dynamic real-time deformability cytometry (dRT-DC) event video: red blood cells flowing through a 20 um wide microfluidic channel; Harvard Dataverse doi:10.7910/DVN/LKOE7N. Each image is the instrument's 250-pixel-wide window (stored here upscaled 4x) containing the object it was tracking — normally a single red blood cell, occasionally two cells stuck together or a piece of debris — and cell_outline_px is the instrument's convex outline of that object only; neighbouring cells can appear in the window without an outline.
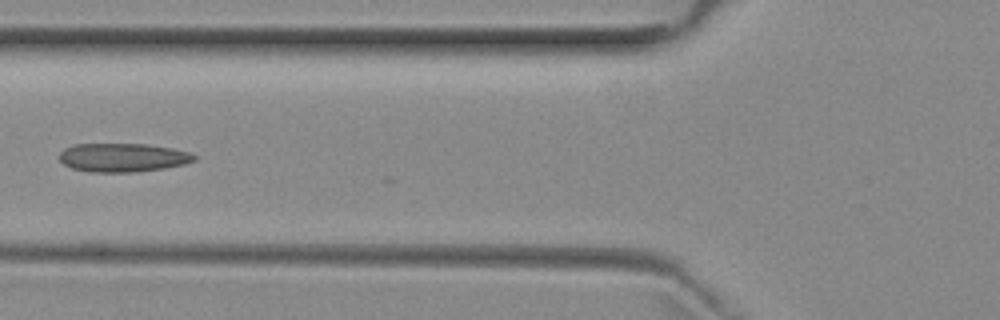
{"species": "common noctule bat (a hibernating species)", "species_latin": "Nyctalus noctula", "temperature_condition": "room temperature", "stored_images_in_passage": 6, "camera_frame_rate_fps": 3000, "um_per_image_px": 0.085, "animal": {"sex": "female", "body_mass_g": 29.2, "forearm_length_mm": 56.3}, "frame": {"image": 1, "passage_image": 5, "time_ms": 5.667, "image_size_px": [1000, 320], "cell_outline_px": [[196, 160], [184, 164], [164, 168], [136, 172], [92, 172], [72, 168], [64, 164], [60, 160], [60, 152], [64, 148], [76, 144], [148, 144], [172, 148], [188, 152], [196, 156]], "centroid_in_image_um": [10.44, 13.39], "position_along_channel_um": 115.4, "area_um2": 22.48}}
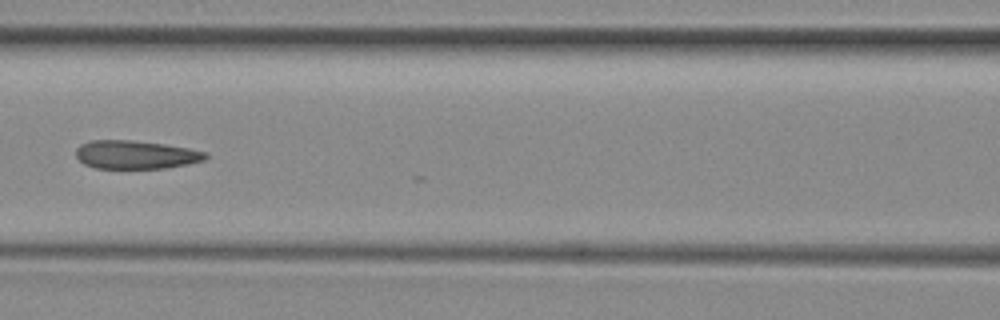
{"frame": {"image": 2, "passage_image": 6, "time_ms": 6.667, "image_size_px": [1000, 320], "cell_outline_px": [[208, 156], [204, 160], [188, 164], [164, 168], [96, 168], [84, 164], [76, 156], [76, 148], [80, 144], [92, 140], [132, 140], [164, 144], [188, 148], [208, 152]], "centroid_in_image_um": [11.54, 13.14], "position_along_channel_um": 155.1, "area_um2": 21.44}}